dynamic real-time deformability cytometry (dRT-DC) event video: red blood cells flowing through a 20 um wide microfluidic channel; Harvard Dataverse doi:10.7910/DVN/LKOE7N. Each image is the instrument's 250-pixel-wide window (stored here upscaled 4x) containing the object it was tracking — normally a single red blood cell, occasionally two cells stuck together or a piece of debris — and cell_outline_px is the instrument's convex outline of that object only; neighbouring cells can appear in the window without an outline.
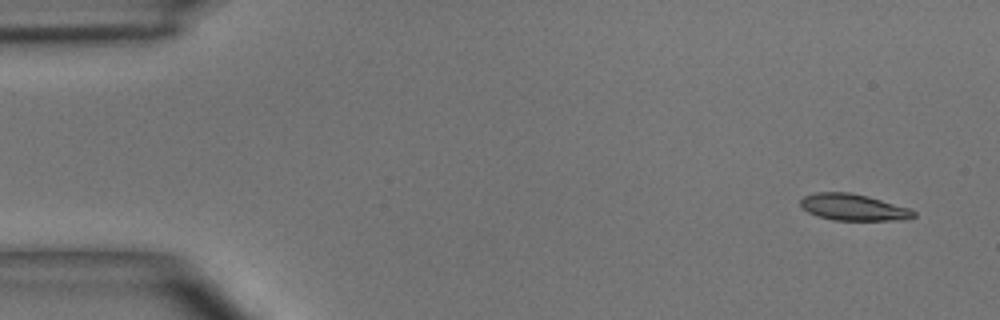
{"species": "common noctule bat (a hibernating species)", "species_latin": "Nyctalus noctula", "temperature_condition": "room temperature", "stored_images_in_passage": 5, "camera_frame_rate_fps": 3000, "um_per_image_px": 0.085, "animal": {"sex": "male", "body_mass_g": 15.6}, "frame": {"image": 1, "passage_image": 1, "time_ms": 0.0, "image_size_px": [1000, 320], "cell_outline_px": [[916, 216], [904, 220], [832, 220], [816, 216], [808, 212], [800, 204], [800, 200], [804, 196], [816, 192], [848, 192], [868, 196], [912, 208], [916, 212]], "centroid_in_image_um": [72.57, 17.62], "position_along_channel_um": 12.4, "area_um2": 17.69}}
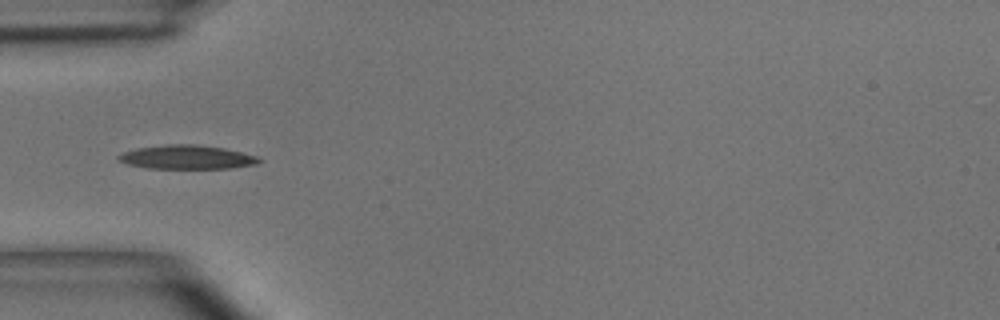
{"frame": {"image": 2, "passage_image": 4, "time_ms": 4.333, "image_size_px": [1000, 320], "cell_outline_px": [[264, 160], [256, 164], [232, 168], [144, 168], [128, 164], [120, 160], [116, 156], [124, 152], [136, 148], [168, 144], [196, 144], [224, 148], [256, 156]], "centroid_in_image_um": [15.89, 13.35], "position_along_channel_um": 69.1, "area_um2": 19.48}}
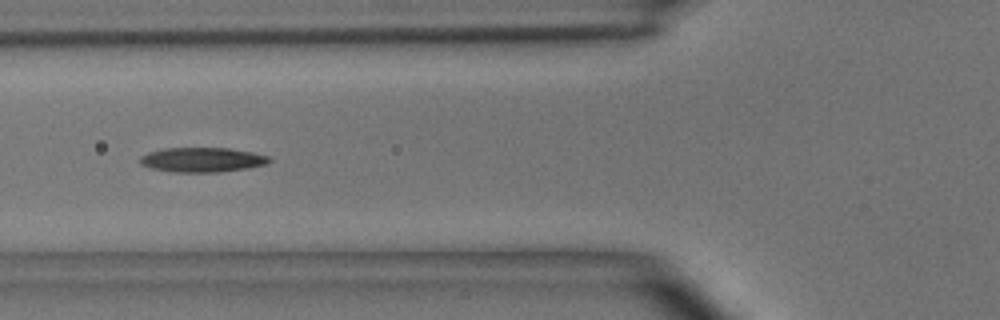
{"frame": {"image": 3, "passage_image": 5, "time_ms": 5.333, "image_size_px": [1000, 320], "cell_outline_px": [[272, 160], [268, 164], [248, 168], [220, 172], [176, 172], [152, 168], [140, 164], [140, 156], [148, 152], [164, 148], [228, 148], [252, 152], [272, 156]], "centroid_in_image_um": [17.24, 13.58], "position_along_channel_um": 108.6, "area_um2": 18.67}}